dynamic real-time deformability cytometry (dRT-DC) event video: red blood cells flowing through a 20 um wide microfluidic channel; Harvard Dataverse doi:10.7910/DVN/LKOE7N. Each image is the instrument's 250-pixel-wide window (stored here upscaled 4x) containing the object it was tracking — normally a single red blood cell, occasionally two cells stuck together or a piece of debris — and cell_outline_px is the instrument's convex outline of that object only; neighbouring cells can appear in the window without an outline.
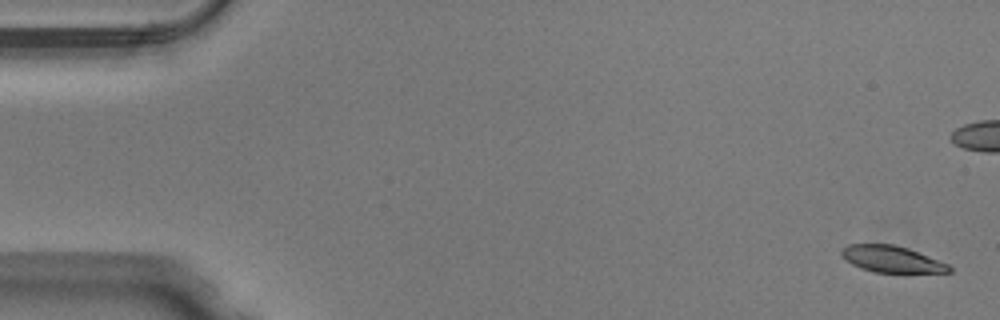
{"species": "Egyptian fruit bat (a non-hibernating species)", "species_latin": "Rousettus aegyptiacus", "temperature_condition": "warm", "stored_images_in_passage": 51, "camera_frame_rate_fps": 3000, "um_per_image_px": 0.085, "animal": {"sex": "male"}, "frame": {"image": 1, "passage_image": 1, "time_ms": 0.0, "image_size_px": [1000, 320], "cell_outline_px": [[952, 272], [876, 272], [860, 268], [852, 264], [840, 252], [848, 244], [892, 244], [908, 248], [948, 264], [952, 268]], "centroid_in_image_um": [75.81, 22.02], "position_along_channel_um": 9.2, "area_um2": 16.3}}
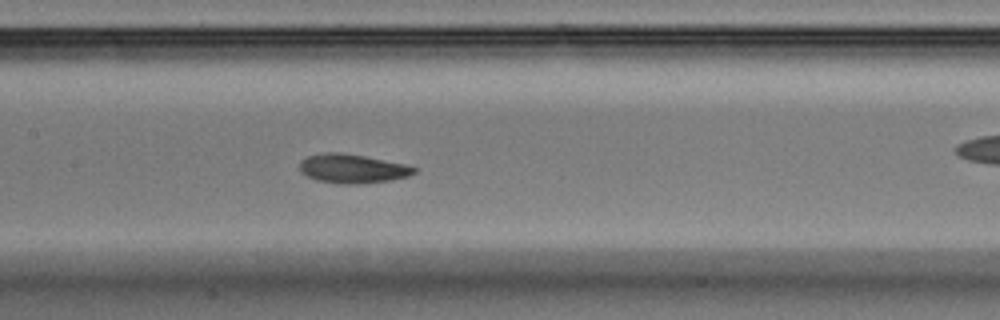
{"frame": {"image": 2, "passage_image": 24, "time_ms": 7.667, "image_size_px": [1000, 320], "cell_outline_px": [[416, 172], [408, 176], [392, 180], [356, 184], [340, 184], [316, 180], [300, 172], [300, 160], [308, 156], [324, 152], [340, 152], [364, 156], [404, 164], [416, 168]], "centroid_in_image_um": [29.93, 14.33], "position_along_channel_um": 177.5, "area_um2": 19.31}}
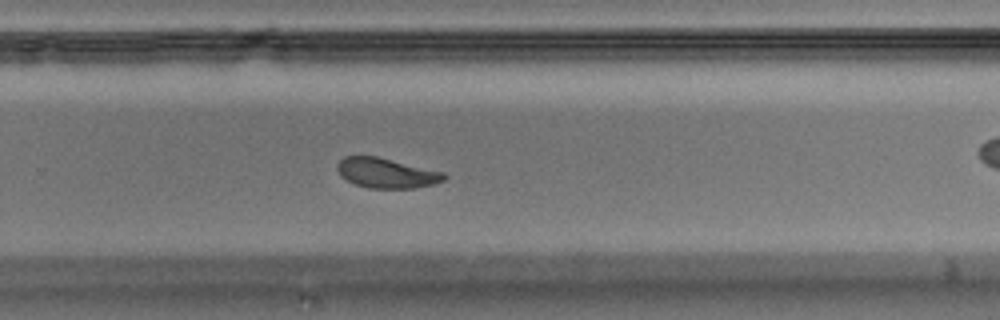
{"frame": {"image": 3, "passage_image": 33, "time_ms": 10.667, "image_size_px": [1000, 320], "cell_outline_px": [[448, 176], [444, 180], [432, 184], [416, 188], [368, 188], [356, 184], [340, 176], [336, 168], [336, 164], [344, 156], [376, 156], [444, 172]], "centroid_in_image_um": [32.83, 14.7], "position_along_channel_um": 297.0, "area_um2": 18.61}, "authors_computed_cell_mechanics": {"area_um2": 19.0162, "velocity_mm_per_s": 4.0039, "shape_relaxation_time_tau1_ms": 2.8289, "shape_relaxation_time_tau2_ms": 1.9343, "deformation_change_tau1": 0.1385, "deformation_change_tau2": 0.0731}}